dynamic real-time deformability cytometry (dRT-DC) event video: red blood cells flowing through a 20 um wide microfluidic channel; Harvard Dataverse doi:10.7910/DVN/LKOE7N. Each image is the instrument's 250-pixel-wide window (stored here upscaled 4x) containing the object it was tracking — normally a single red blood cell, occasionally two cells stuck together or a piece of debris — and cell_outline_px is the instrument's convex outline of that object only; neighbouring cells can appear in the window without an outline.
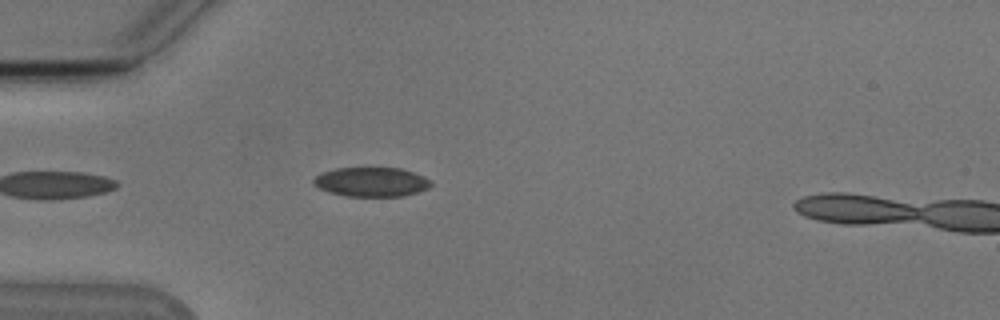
{"species": "Egyptian fruit bat (a non-hibernating species)", "species_latin": "Rousettus aegyptiacus", "temperature_condition": "cold", "stored_images_in_passage": 8, "camera_frame_rate_fps": 3000, "um_per_image_px": 0.085, "animal": {"sex": "male"}, "frame": {"image": 1, "passage_image": 4, "time_ms": 1.0, "image_size_px": [1000, 320], "cell_outline_px": [[432, 184], [428, 188], [404, 196], [348, 196], [332, 192], [320, 188], [312, 180], [316, 176], [324, 172], [336, 168], [400, 168], [424, 176], [432, 180]], "centroid_in_image_um": [31.62, 15.46], "position_along_channel_um": 53.4, "area_um2": 19.77}}
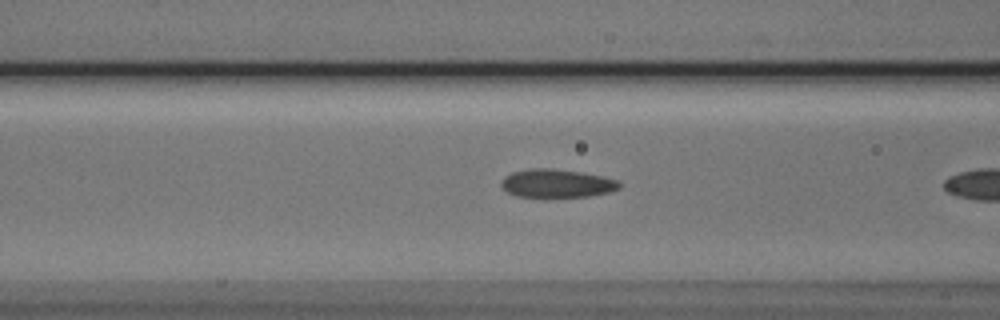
{"frame": {"image": 2, "passage_image": 7, "time_ms": 2.0, "image_size_px": [1000, 320], "cell_outline_px": [[620, 188], [608, 192], [588, 196], [544, 200], [516, 196], [508, 192], [500, 184], [500, 180], [504, 176], [512, 172], [532, 168], [548, 168], [580, 172], [600, 176], [616, 180], [620, 184]], "centroid_in_image_um": [47.25, 15.64], "position_along_channel_um": 119.4, "area_um2": 20.11}}